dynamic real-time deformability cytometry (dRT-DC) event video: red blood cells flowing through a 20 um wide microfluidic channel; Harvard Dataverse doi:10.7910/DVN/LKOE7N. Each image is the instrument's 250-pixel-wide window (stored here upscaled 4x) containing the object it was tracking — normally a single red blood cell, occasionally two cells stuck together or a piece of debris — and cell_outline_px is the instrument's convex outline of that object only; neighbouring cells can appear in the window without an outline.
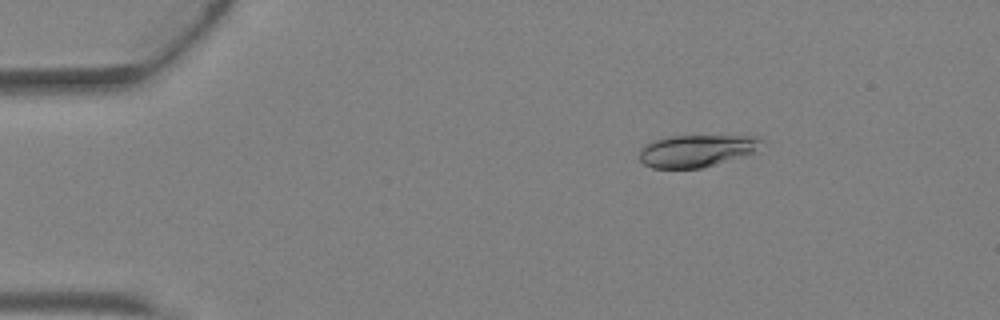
{"species": "Egyptian fruit bat (a non-hibernating species)", "species_latin": "Rousettus aegyptiacus", "temperature_condition": "warm", "stored_images_in_passage": 4, "camera_frame_rate_fps": 3000, "um_per_image_px": 0.085, "animal": {"sex": "female"}, "frame": {"image": 1, "passage_image": 2, "time_ms": 0.333, "image_size_px": [1000, 320], "cell_outline_px": [[764, 140], [752, 152], [740, 156], [700, 168], [652, 168], [644, 164], [640, 160], [640, 148], [644, 144], [656, 140], [672, 136], [760, 136]], "centroid_in_image_um": [59.15, 12.8], "position_along_channel_um": 25.8, "area_um2": 22.43}}
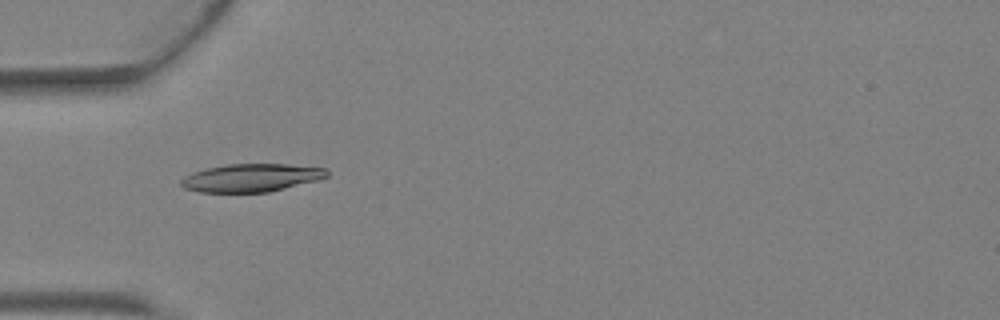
{"frame": {"image": 2, "passage_image": 4, "time_ms": 1.0, "image_size_px": [1000, 320], "cell_outline_px": [[328, 176], [320, 180], [268, 192], [200, 192], [184, 188], [180, 184], [180, 180], [184, 176], [192, 172], [208, 168], [228, 164], [288, 164], [328, 168]], "centroid_in_image_um": [21.39, 15.11], "position_along_channel_um": 63.6, "area_um2": 23.93}}